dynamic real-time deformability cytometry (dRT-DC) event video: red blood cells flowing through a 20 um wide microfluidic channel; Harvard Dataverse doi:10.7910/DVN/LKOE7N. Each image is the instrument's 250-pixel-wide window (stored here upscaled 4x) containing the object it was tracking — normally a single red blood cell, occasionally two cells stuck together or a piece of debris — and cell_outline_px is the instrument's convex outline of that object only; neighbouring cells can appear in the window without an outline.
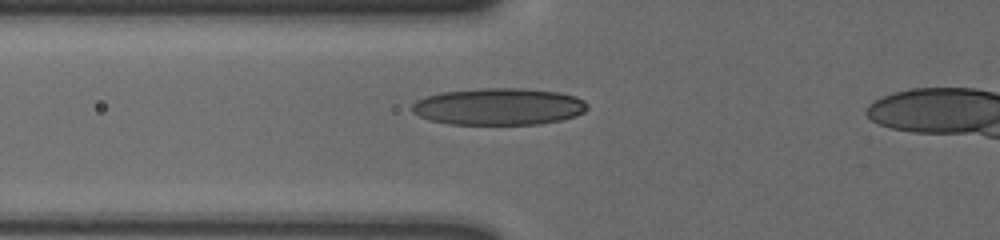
{"species": "human", "species_latin": "Homo sapiens", "temperature_condition": "cold", "stored_images_in_passage": 34, "camera_frame_rate_fps": 3000, "um_per_image_px": 0.085, "donor": {"sex": "male"}, "frame": {"image": 1, "passage_image": 3, "time_ms": 0.667, "image_size_px": [1000, 240], "cell_outline_px": [[588, 108], [584, 112], [576, 116], [560, 120], [540, 124], [448, 124], [428, 120], [412, 112], [412, 104], [416, 100], [428, 96], [444, 92], [480, 88], [524, 88], [560, 92], [576, 96], [584, 100], [588, 104]], "centroid_in_image_um": [42.42, 9.06], "position_along_channel_um": 83.4, "area_um2": 37.92}}
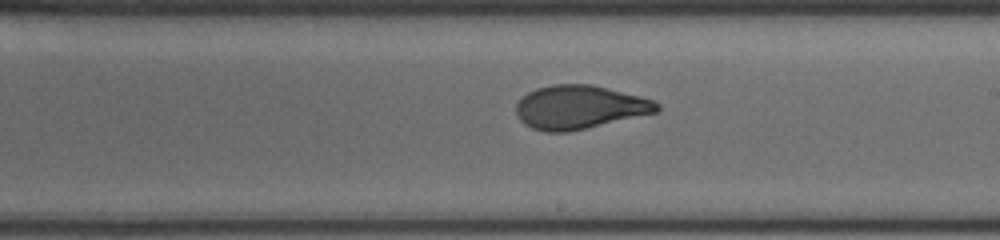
{"frame": {"image": 2, "passage_image": 16, "time_ms": 5.0, "image_size_px": [1000, 240], "cell_outline_px": [[660, 108], [656, 112], [568, 132], [544, 132], [532, 128], [524, 124], [520, 120], [516, 112], [516, 104], [528, 92], [536, 88], [552, 84], [592, 84], [640, 96], [652, 100], [660, 104]], "centroid_in_image_um": [49.23, 9.1], "position_along_channel_um": 239.8, "area_um2": 35.55}}
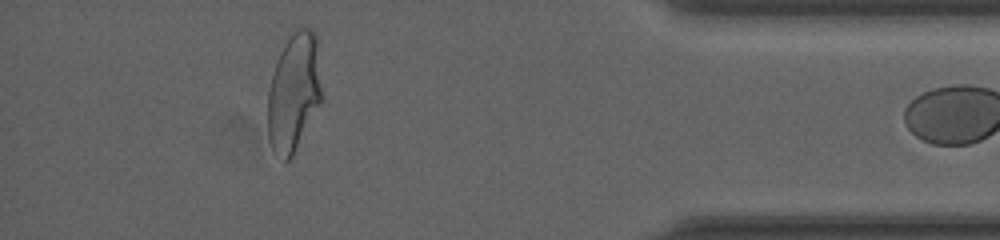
{"frame": {"image": 3, "passage_image": 33, "time_ms": 10.667, "image_size_px": [1000, 240], "cell_outline_px": [[324, 100], [292, 156], [288, 160], [284, 160], [272, 148], [268, 140], [268, 92], [272, 76], [280, 52], [284, 44], [296, 28], [312, 28], [316, 36], [324, 96]], "centroid_in_image_um": [25.03, 7.84], "position_along_channel_um": 410.2, "area_um2": 37.69}}